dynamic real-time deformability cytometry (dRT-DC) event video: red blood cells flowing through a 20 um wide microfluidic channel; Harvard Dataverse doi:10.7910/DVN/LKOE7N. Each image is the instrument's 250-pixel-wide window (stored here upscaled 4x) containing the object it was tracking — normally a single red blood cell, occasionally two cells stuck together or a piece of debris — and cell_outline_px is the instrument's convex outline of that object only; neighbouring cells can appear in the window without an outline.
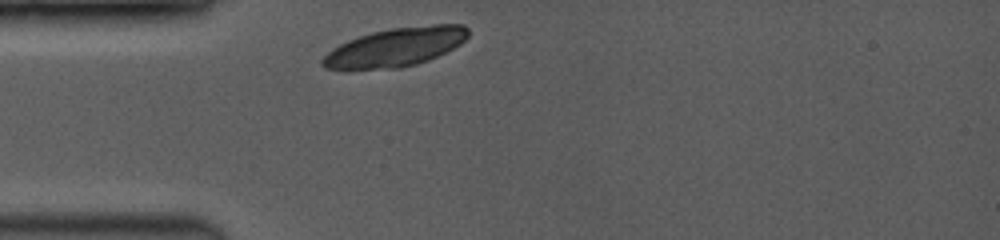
{"species": "common noctule bat (a hibernating species)", "species_latin": "Nyctalus noctula", "temperature_condition": "room temperature", "stored_images_in_passage": 1, "camera_frame_rate_fps": 3500, "um_per_image_px": 0.085, "animal": {"sex": "female", "body_mass_g": 19.0, "forearm_length_mm": 53.3}, "frame": {"image": 1, "passage_image": 1, "time_ms": 0.0, "image_size_px": [1000, 240], "cell_outline_px": [[468, 36], [460, 44], [428, 60], [416, 64], [400, 68], [324, 68], [320, 64], [320, 60], [332, 48], [348, 40], [372, 32], [392, 28], [432, 24], [464, 24], [468, 28]], "centroid_in_image_um": [33.63, 3.99], "position_along_channel_um": 51.4, "area_um2": 32.43}}